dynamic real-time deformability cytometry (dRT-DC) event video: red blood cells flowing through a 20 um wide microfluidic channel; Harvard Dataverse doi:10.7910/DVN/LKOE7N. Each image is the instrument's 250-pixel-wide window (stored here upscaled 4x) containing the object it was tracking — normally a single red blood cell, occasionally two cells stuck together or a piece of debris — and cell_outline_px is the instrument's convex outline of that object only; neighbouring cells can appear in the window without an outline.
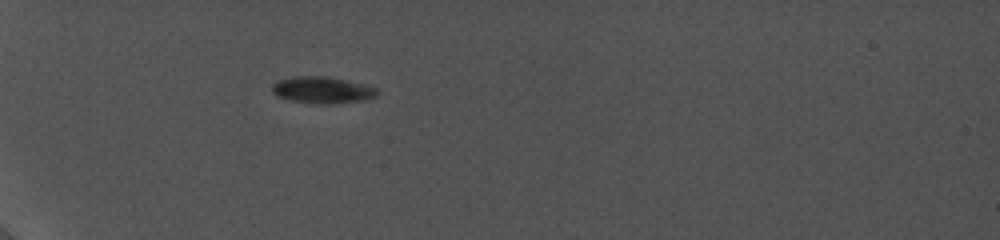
{"species": "common noctule bat (a hibernating species)", "species_latin": "Nyctalus noctula", "temperature_condition": "cold", "stored_images_in_passage": 16, "camera_frame_rate_fps": 5000, "um_per_image_px": 0.085, "animal": {"sex": "female", "body_mass_g": 19.0, "forearm_length_mm": 56.7}, "frame": {"image": 1, "passage_image": 1, "time_ms": 0.0, "image_size_px": [1000, 240], "cell_outline_px": [[380, 92], [376, 96], [364, 100], [332, 104], [320, 104], [292, 100], [276, 96], [272, 92], [272, 84], [280, 80], [292, 76], [324, 76], [348, 80], [376, 88]], "centroid_in_image_um": [27.4, 7.65], "position_along_channel_um": 57.6, "area_um2": 16.3}}
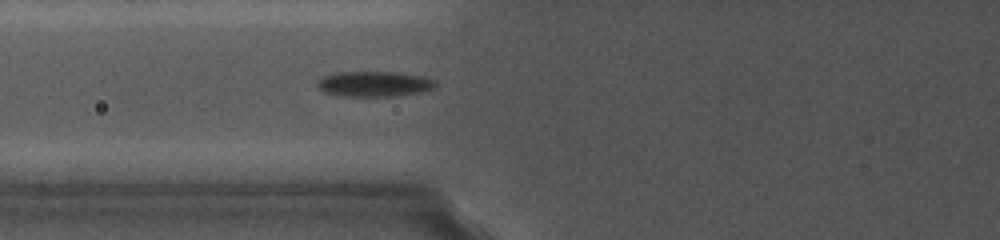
{"frame": {"image": 2, "passage_image": 14, "time_ms": 1.8, "image_size_px": [1000, 240], "cell_outline_px": [[436, 84], [432, 88], [424, 92], [396, 96], [344, 96], [324, 92], [316, 84], [316, 80], [332, 72], [400, 72], [424, 76], [436, 80]], "centroid_in_image_um": [31.82, 7.12], "position_along_channel_um": 94.0, "area_um2": 17.69}}